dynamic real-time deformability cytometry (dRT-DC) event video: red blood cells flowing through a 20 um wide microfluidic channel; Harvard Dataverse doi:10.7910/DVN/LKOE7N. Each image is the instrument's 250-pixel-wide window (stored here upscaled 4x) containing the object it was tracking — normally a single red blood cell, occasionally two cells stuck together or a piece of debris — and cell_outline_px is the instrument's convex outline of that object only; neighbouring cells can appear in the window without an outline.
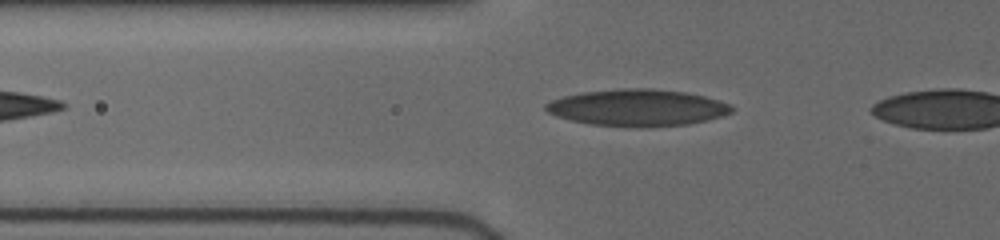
{"species": "human", "species_latin": "Homo sapiens", "temperature_condition": "cold", "stored_images_in_passage": 6, "camera_frame_rate_fps": 3000, "um_per_image_px": 0.085, "donor": {"sex": "female"}, "frame": {"image": 1, "passage_image": 4, "time_ms": 1.0, "image_size_px": [1000, 240], "cell_outline_px": [[736, 108], [732, 112], [708, 120], [688, 124], [652, 128], [636, 128], [592, 124], [572, 120], [556, 116], [548, 112], [544, 108], [544, 104], [552, 100], [564, 96], [584, 92], [620, 88], [652, 88], [684, 92], [704, 96], [732, 104]], "centroid_in_image_um": [54.22, 9.16], "position_along_channel_um": 71.6, "area_um2": 40.17}}